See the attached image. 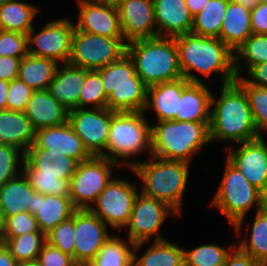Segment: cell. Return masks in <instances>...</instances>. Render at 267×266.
Wrapping results in <instances>:
<instances>
[{
    "mask_svg": "<svg viewBox=\"0 0 267 266\" xmlns=\"http://www.w3.org/2000/svg\"><path fill=\"white\" fill-rule=\"evenodd\" d=\"M182 76L189 82H202L191 71L211 78L223 74V85L236 80L234 52L219 38L186 33L174 37Z\"/></svg>",
    "mask_w": 267,
    "mask_h": 266,
    "instance_id": "6da1fadb",
    "label": "cell"
},
{
    "mask_svg": "<svg viewBox=\"0 0 267 266\" xmlns=\"http://www.w3.org/2000/svg\"><path fill=\"white\" fill-rule=\"evenodd\" d=\"M211 105L210 142L215 139L240 144L259 138L247 95L236 81L222 85L218 101L212 95Z\"/></svg>",
    "mask_w": 267,
    "mask_h": 266,
    "instance_id": "7a4b0ae2",
    "label": "cell"
},
{
    "mask_svg": "<svg viewBox=\"0 0 267 266\" xmlns=\"http://www.w3.org/2000/svg\"><path fill=\"white\" fill-rule=\"evenodd\" d=\"M126 54L147 87L183 77L174 38L133 40L127 43Z\"/></svg>",
    "mask_w": 267,
    "mask_h": 266,
    "instance_id": "3957f363",
    "label": "cell"
},
{
    "mask_svg": "<svg viewBox=\"0 0 267 266\" xmlns=\"http://www.w3.org/2000/svg\"><path fill=\"white\" fill-rule=\"evenodd\" d=\"M131 169L143 182L141 192L166 203L177 215L182 211L183 193L189 177L190 163L150 156Z\"/></svg>",
    "mask_w": 267,
    "mask_h": 266,
    "instance_id": "277c9868",
    "label": "cell"
},
{
    "mask_svg": "<svg viewBox=\"0 0 267 266\" xmlns=\"http://www.w3.org/2000/svg\"><path fill=\"white\" fill-rule=\"evenodd\" d=\"M210 122L160 121L151 126V156L190 163L192 156L210 143Z\"/></svg>",
    "mask_w": 267,
    "mask_h": 266,
    "instance_id": "5b68a950",
    "label": "cell"
},
{
    "mask_svg": "<svg viewBox=\"0 0 267 266\" xmlns=\"http://www.w3.org/2000/svg\"><path fill=\"white\" fill-rule=\"evenodd\" d=\"M79 162L43 148H28L21 170L37 193L70 197V179Z\"/></svg>",
    "mask_w": 267,
    "mask_h": 266,
    "instance_id": "8992f818",
    "label": "cell"
},
{
    "mask_svg": "<svg viewBox=\"0 0 267 266\" xmlns=\"http://www.w3.org/2000/svg\"><path fill=\"white\" fill-rule=\"evenodd\" d=\"M144 112H115L111 118L107 148L101 156L132 169L130 157L139 156L148 149L151 156V125Z\"/></svg>",
    "mask_w": 267,
    "mask_h": 266,
    "instance_id": "52a82bcc",
    "label": "cell"
},
{
    "mask_svg": "<svg viewBox=\"0 0 267 266\" xmlns=\"http://www.w3.org/2000/svg\"><path fill=\"white\" fill-rule=\"evenodd\" d=\"M102 79L107 108L114 112H144L147 86L125 54L120 60L96 70Z\"/></svg>",
    "mask_w": 267,
    "mask_h": 266,
    "instance_id": "ba28073f",
    "label": "cell"
},
{
    "mask_svg": "<svg viewBox=\"0 0 267 266\" xmlns=\"http://www.w3.org/2000/svg\"><path fill=\"white\" fill-rule=\"evenodd\" d=\"M225 173L210 205L220 210L228 219L238 236L246 214L256 205V211L267 205V197L254 187L228 160Z\"/></svg>",
    "mask_w": 267,
    "mask_h": 266,
    "instance_id": "9c48e42d",
    "label": "cell"
},
{
    "mask_svg": "<svg viewBox=\"0 0 267 266\" xmlns=\"http://www.w3.org/2000/svg\"><path fill=\"white\" fill-rule=\"evenodd\" d=\"M124 38H112L74 29L69 64L87 70H99L126 54Z\"/></svg>",
    "mask_w": 267,
    "mask_h": 266,
    "instance_id": "30bf717a",
    "label": "cell"
},
{
    "mask_svg": "<svg viewBox=\"0 0 267 266\" xmlns=\"http://www.w3.org/2000/svg\"><path fill=\"white\" fill-rule=\"evenodd\" d=\"M117 164L107 158L92 156L78 164L70 179V199L76 209H90L109 184Z\"/></svg>",
    "mask_w": 267,
    "mask_h": 266,
    "instance_id": "8fae6325",
    "label": "cell"
},
{
    "mask_svg": "<svg viewBox=\"0 0 267 266\" xmlns=\"http://www.w3.org/2000/svg\"><path fill=\"white\" fill-rule=\"evenodd\" d=\"M137 195L136 185L115 177L101 191L89 210L112 229L120 230L129 221Z\"/></svg>",
    "mask_w": 267,
    "mask_h": 266,
    "instance_id": "7c38bea8",
    "label": "cell"
},
{
    "mask_svg": "<svg viewBox=\"0 0 267 266\" xmlns=\"http://www.w3.org/2000/svg\"><path fill=\"white\" fill-rule=\"evenodd\" d=\"M114 113L108 108H75L68 111V123L91 156L101 157L105 153Z\"/></svg>",
    "mask_w": 267,
    "mask_h": 266,
    "instance_id": "4fadbf2b",
    "label": "cell"
},
{
    "mask_svg": "<svg viewBox=\"0 0 267 266\" xmlns=\"http://www.w3.org/2000/svg\"><path fill=\"white\" fill-rule=\"evenodd\" d=\"M74 29V23L64 18L50 21L37 34L33 26L27 34L28 46H30L28 54L68 63Z\"/></svg>",
    "mask_w": 267,
    "mask_h": 266,
    "instance_id": "5bb4252c",
    "label": "cell"
},
{
    "mask_svg": "<svg viewBox=\"0 0 267 266\" xmlns=\"http://www.w3.org/2000/svg\"><path fill=\"white\" fill-rule=\"evenodd\" d=\"M171 211V212H170ZM177 215L166 203L147 196L142 192L135 199L133 210L126 228L128 240L132 243L146 242L152 235L157 234L155 241L165 240L160 234L161 225L169 213Z\"/></svg>",
    "mask_w": 267,
    "mask_h": 266,
    "instance_id": "9a60e30c",
    "label": "cell"
},
{
    "mask_svg": "<svg viewBox=\"0 0 267 266\" xmlns=\"http://www.w3.org/2000/svg\"><path fill=\"white\" fill-rule=\"evenodd\" d=\"M71 218L75 226L74 261L86 266L111 235L107 225L89 209H77Z\"/></svg>",
    "mask_w": 267,
    "mask_h": 266,
    "instance_id": "2e32d148",
    "label": "cell"
},
{
    "mask_svg": "<svg viewBox=\"0 0 267 266\" xmlns=\"http://www.w3.org/2000/svg\"><path fill=\"white\" fill-rule=\"evenodd\" d=\"M265 138L240 143L228 148V160L245 178L267 197V142Z\"/></svg>",
    "mask_w": 267,
    "mask_h": 266,
    "instance_id": "e0dca14e",
    "label": "cell"
},
{
    "mask_svg": "<svg viewBox=\"0 0 267 266\" xmlns=\"http://www.w3.org/2000/svg\"><path fill=\"white\" fill-rule=\"evenodd\" d=\"M77 30L112 38H123L117 7L103 0H78Z\"/></svg>",
    "mask_w": 267,
    "mask_h": 266,
    "instance_id": "ac0fdd59",
    "label": "cell"
},
{
    "mask_svg": "<svg viewBox=\"0 0 267 266\" xmlns=\"http://www.w3.org/2000/svg\"><path fill=\"white\" fill-rule=\"evenodd\" d=\"M124 40L155 38L156 21L153 0H129L117 6Z\"/></svg>",
    "mask_w": 267,
    "mask_h": 266,
    "instance_id": "d6986e66",
    "label": "cell"
},
{
    "mask_svg": "<svg viewBox=\"0 0 267 266\" xmlns=\"http://www.w3.org/2000/svg\"><path fill=\"white\" fill-rule=\"evenodd\" d=\"M29 148H43L50 152L62 153L79 163L92 157L68 121L59 126L37 130L34 142Z\"/></svg>",
    "mask_w": 267,
    "mask_h": 266,
    "instance_id": "ffe728a7",
    "label": "cell"
},
{
    "mask_svg": "<svg viewBox=\"0 0 267 266\" xmlns=\"http://www.w3.org/2000/svg\"><path fill=\"white\" fill-rule=\"evenodd\" d=\"M157 37L191 33L194 17L185 0H153Z\"/></svg>",
    "mask_w": 267,
    "mask_h": 266,
    "instance_id": "44dd1931",
    "label": "cell"
},
{
    "mask_svg": "<svg viewBox=\"0 0 267 266\" xmlns=\"http://www.w3.org/2000/svg\"><path fill=\"white\" fill-rule=\"evenodd\" d=\"M77 209L70 197L35 193L28 212L35 216L40 231L47 234L58 224L72 217Z\"/></svg>",
    "mask_w": 267,
    "mask_h": 266,
    "instance_id": "7402d4cb",
    "label": "cell"
},
{
    "mask_svg": "<svg viewBox=\"0 0 267 266\" xmlns=\"http://www.w3.org/2000/svg\"><path fill=\"white\" fill-rule=\"evenodd\" d=\"M35 130L59 126L67 122L68 110L48 91H33L24 111Z\"/></svg>",
    "mask_w": 267,
    "mask_h": 266,
    "instance_id": "603a6c76",
    "label": "cell"
},
{
    "mask_svg": "<svg viewBox=\"0 0 267 266\" xmlns=\"http://www.w3.org/2000/svg\"><path fill=\"white\" fill-rule=\"evenodd\" d=\"M212 92L203 82H190L178 98L176 121L210 122Z\"/></svg>",
    "mask_w": 267,
    "mask_h": 266,
    "instance_id": "cb8c5ba5",
    "label": "cell"
},
{
    "mask_svg": "<svg viewBox=\"0 0 267 266\" xmlns=\"http://www.w3.org/2000/svg\"><path fill=\"white\" fill-rule=\"evenodd\" d=\"M89 70L64 63L62 69L57 68L48 91L68 111L79 108L81 87Z\"/></svg>",
    "mask_w": 267,
    "mask_h": 266,
    "instance_id": "d4e9b609",
    "label": "cell"
},
{
    "mask_svg": "<svg viewBox=\"0 0 267 266\" xmlns=\"http://www.w3.org/2000/svg\"><path fill=\"white\" fill-rule=\"evenodd\" d=\"M189 83L182 77L147 87L144 112L153 108L159 122L175 120V114L178 112V98Z\"/></svg>",
    "mask_w": 267,
    "mask_h": 266,
    "instance_id": "484cf974",
    "label": "cell"
},
{
    "mask_svg": "<svg viewBox=\"0 0 267 266\" xmlns=\"http://www.w3.org/2000/svg\"><path fill=\"white\" fill-rule=\"evenodd\" d=\"M35 134L24 112L0 110V145H12L25 153L33 144Z\"/></svg>",
    "mask_w": 267,
    "mask_h": 266,
    "instance_id": "4316f807",
    "label": "cell"
},
{
    "mask_svg": "<svg viewBox=\"0 0 267 266\" xmlns=\"http://www.w3.org/2000/svg\"><path fill=\"white\" fill-rule=\"evenodd\" d=\"M35 190L23 172L0 188V216L2 221L10 216L28 211Z\"/></svg>",
    "mask_w": 267,
    "mask_h": 266,
    "instance_id": "83f0119b",
    "label": "cell"
},
{
    "mask_svg": "<svg viewBox=\"0 0 267 266\" xmlns=\"http://www.w3.org/2000/svg\"><path fill=\"white\" fill-rule=\"evenodd\" d=\"M251 11L232 0L228 1L220 36L233 52L252 34Z\"/></svg>",
    "mask_w": 267,
    "mask_h": 266,
    "instance_id": "f1b7e54d",
    "label": "cell"
},
{
    "mask_svg": "<svg viewBox=\"0 0 267 266\" xmlns=\"http://www.w3.org/2000/svg\"><path fill=\"white\" fill-rule=\"evenodd\" d=\"M145 242L136 243L133 249V266H184V249L166 238L154 241L145 254L138 258V249Z\"/></svg>",
    "mask_w": 267,
    "mask_h": 266,
    "instance_id": "f546056e",
    "label": "cell"
},
{
    "mask_svg": "<svg viewBox=\"0 0 267 266\" xmlns=\"http://www.w3.org/2000/svg\"><path fill=\"white\" fill-rule=\"evenodd\" d=\"M58 62L27 54L22 58L18 79L33 91L48 89L54 79Z\"/></svg>",
    "mask_w": 267,
    "mask_h": 266,
    "instance_id": "4dcf8cb0",
    "label": "cell"
},
{
    "mask_svg": "<svg viewBox=\"0 0 267 266\" xmlns=\"http://www.w3.org/2000/svg\"><path fill=\"white\" fill-rule=\"evenodd\" d=\"M39 9L19 0H9L0 7V29L27 35Z\"/></svg>",
    "mask_w": 267,
    "mask_h": 266,
    "instance_id": "1f68e13d",
    "label": "cell"
},
{
    "mask_svg": "<svg viewBox=\"0 0 267 266\" xmlns=\"http://www.w3.org/2000/svg\"><path fill=\"white\" fill-rule=\"evenodd\" d=\"M229 0H209L202 10L194 16L191 33L199 36H220L224 15Z\"/></svg>",
    "mask_w": 267,
    "mask_h": 266,
    "instance_id": "d6a6232c",
    "label": "cell"
},
{
    "mask_svg": "<svg viewBox=\"0 0 267 266\" xmlns=\"http://www.w3.org/2000/svg\"><path fill=\"white\" fill-rule=\"evenodd\" d=\"M134 245L129 240L110 236L86 266H133Z\"/></svg>",
    "mask_w": 267,
    "mask_h": 266,
    "instance_id": "836d02e7",
    "label": "cell"
},
{
    "mask_svg": "<svg viewBox=\"0 0 267 266\" xmlns=\"http://www.w3.org/2000/svg\"><path fill=\"white\" fill-rule=\"evenodd\" d=\"M0 242L8 248L18 263L35 261L46 243V234L38 230L20 236H0Z\"/></svg>",
    "mask_w": 267,
    "mask_h": 266,
    "instance_id": "e575fe53",
    "label": "cell"
},
{
    "mask_svg": "<svg viewBox=\"0 0 267 266\" xmlns=\"http://www.w3.org/2000/svg\"><path fill=\"white\" fill-rule=\"evenodd\" d=\"M249 241L247 237L238 246L262 266L267 265V205L256 211Z\"/></svg>",
    "mask_w": 267,
    "mask_h": 266,
    "instance_id": "d590c367",
    "label": "cell"
},
{
    "mask_svg": "<svg viewBox=\"0 0 267 266\" xmlns=\"http://www.w3.org/2000/svg\"><path fill=\"white\" fill-rule=\"evenodd\" d=\"M243 59L247 65V71L255 65L267 62V34H251L234 51V69L236 77H240L241 65L237 62Z\"/></svg>",
    "mask_w": 267,
    "mask_h": 266,
    "instance_id": "8d00e7d4",
    "label": "cell"
},
{
    "mask_svg": "<svg viewBox=\"0 0 267 266\" xmlns=\"http://www.w3.org/2000/svg\"><path fill=\"white\" fill-rule=\"evenodd\" d=\"M245 91L259 137L267 133V88L248 83L243 76L235 80Z\"/></svg>",
    "mask_w": 267,
    "mask_h": 266,
    "instance_id": "74e56055",
    "label": "cell"
},
{
    "mask_svg": "<svg viewBox=\"0 0 267 266\" xmlns=\"http://www.w3.org/2000/svg\"><path fill=\"white\" fill-rule=\"evenodd\" d=\"M236 244L228 249L216 244H205L192 250L184 249V266H224L226 257Z\"/></svg>",
    "mask_w": 267,
    "mask_h": 266,
    "instance_id": "f35d334b",
    "label": "cell"
},
{
    "mask_svg": "<svg viewBox=\"0 0 267 266\" xmlns=\"http://www.w3.org/2000/svg\"><path fill=\"white\" fill-rule=\"evenodd\" d=\"M107 95L103 88L100 74L96 70H89L81 87L79 108H107Z\"/></svg>",
    "mask_w": 267,
    "mask_h": 266,
    "instance_id": "ab89813d",
    "label": "cell"
},
{
    "mask_svg": "<svg viewBox=\"0 0 267 266\" xmlns=\"http://www.w3.org/2000/svg\"><path fill=\"white\" fill-rule=\"evenodd\" d=\"M46 242L73 257L75 248L74 220L69 218L61 222L46 234Z\"/></svg>",
    "mask_w": 267,
    "mask_h": 266,
    "instance_id": "60d3db41",
    "label": "cell"
},
{
    "mask_svg": "<svg viewBox=\"0 0 267 266\" xmlns=\"http://www.w3.org/2000/svg\"><path fill=\"white\" fill-rule=\"evenodd\" d=\"M20 151L12 145H0V188L21 172L18 169L22 168L24 153Z\"/></svg>",
    "mask_w": 267,
    "mask_h": 266,
    "instance_id": "b9f144b4",
    "label": "cell"
},
{
    "mask_svg": "<svg viewBox=\"0 0 267 266\" xmlns=\"http://www.w3.org/2000/svg\"><path fill=\"white\" fill-rule=\"evenodd\" d=\"M28 36L0 29V56L22 59L28 54Z\"/></svg>",
    "mask_w": 267,
    "mask_h": 266,
    "instance_id": "7bdbcfd3",
    "label": "cell"
},
{
    "mask_svg": "<svg viewBox=\"0 0 267 266\" xmlns=\"http://www.w3.org/2000/svg\"><path fill=\"white\" fill-rule=\"evenodd\" d=\"M38 230L35 216L27 211L5 218L0 236H20Z\"/></svg>",
    "mask_w": 267,
    "mask_h": 266,
    "instance_id": "ee69618b",
    "label": "cell"
},
{
    "mask_svg": "<svg viewBox=\"0 0 267 266\" xmlns=\"http://www.w3.org/2000/svg\"><path fill=\"white\" fill-rule=\"evenodd\" d=\"M33 90L20 79L10 81L7 94V110L24 112Z\"/></svg>",
    "mask_w": 267,
    "mask_h": 266,
    "instance_id": "f6af8a7d",
    "label": "cell"
},
{
    "mask_svg": "<svg viewBox=\"0 0 267 266\" xmlns=\"http://www.w3.org/2000/svg\"><path fill=\"white\" fill-rule=\"evenodd\" d=\"M37 261L40 266H78L73 257L63 253L47 242L43 245Z\"/></svg>",
    "mask_w": 267,
    "mask_h": 266,
    "instance_id": "bcb514c9",
    "label": "cell"
},
{
    "mask_svg": "<svg viewBox=\"0 0 267 266\" xmlns=\"http://www.w3.org/2000/svg\"><path fill=\"white\" fill-rule=\"evenodd\" d=\"M250 19L253 34H267V3H259L251 11Z\"/></svg>",
    "mask_w": 267,
    "mask_h": 266,
    "instance_id": "7dc6e473",
    "label": "cell"
},
{
    "mask_svg": "<svg viewBox=\"0 0 267 266\" xmlns=\"http://www.w3.org/2000/svg\"><path fill=\"white\" fill-rule=\"evenodd\" d=\"M21 60L11 56H0V80L10 82L17 79Z\"/></svg>",
    "mask_w": 267,
    "mask_h": 266,
    "instance_id": "c3c4849f",
    "label": "cell"
},
{
    "mask_svg": "<svg viewBox=\"0 0 267 266\" xmlns=\"http://www.w3.org/2000/svg\"><path fill=\"white\" fill-rule=\"evenodd\" d=\"M224 266H262L236 244L228 253Z\"/></svg>",
    "mask_w": 267,
    "mask_h": 266,
    "instance_id": "681fc988",
    "label": "cell"
},
{
    "mask_svg": "<svg viewBox=\"0 0 267 266\" xmlns=\"http://www.w3.org/2000/svg\"><path fill=\"white\" fill-rule=\"evenodd\" d=\"M247 75L250 78L244 77V79L248 83L267 88V62L252 66L247 71Z\"/></svg>",
    "mask_w": 267,
    "mask_h": 266,
    "instance_id": "f907efd6",
    "label": "cell"
},
{
    "mask_svg": "<svg viewBox=\"0 0 267 266\" xmlns=\"http://www.w3.org/2000/svg\"><path fill=\"white\" fill-rule=\"evenodd\" d=\"M18 262L12 256L8 248L0 242V266H17Z\"/></svg>",
    "mask_w": 267,
    "mask_h": 266,
    "instance_id": "816d5d0a",
    "label": "cell"
},
{
    "mask_svg": "<svg viewBox=\"0 0 267 266\" xmlns=\"http://www.w3.org/2000/svg\"><path fill=\"white\" fill-rule=\"evenodd\" d=\"M10 82L0 80V110L7 109V94Z\"/></svg>",
    "mask_w": 267,
    "mask_h": 266,
    "instance_id": "f5cc1de1",
    "label": "cell"
},
{
    "mask_svg": "<svg viewBox=\"0 0 267 266\" xmlns=\"http://www.w3.org/2000/svg\"><path fill=\"white\" fill-rule=\"evenodd\" d=\"M185 1L192 16L194 17L202 10V8L207 4L209 0H185Z\"/></svg>",
    "mask_w": 267,
    "mask_h": 266,
    "instance_id": "db71d44e",
    "label": "cell"
},
{
    "mask_svg": "<svg viewBox=\"0 0 267 266\" xmlns=\"http://www.w3.org/2000/svg\"><path fill=\"white\" fill-rule=\"evenodd\" d=\"M233 2L242 5L245 9L252 11L259 3V0H232Z\"/></svg>",
    "mask_w": 267,
    "mask_h": 266,
    "instance_id": "11a10c76",
    "label": "cell"
},
{
    "mask_svg": "<svg viewBox=\"0 0 267 266\" xmlns=\"http://www.w3.org/2000/svg\"><path fill=\"white\" fill-rule=\"evenodd\" d=\"M17 266H40L38 261H27V262H20L17 264Z\"/></svg>",
    "mask_w": 267,
    "mask_h": 266,
    "instance_id": "9f6ffc18",
    "label": "cell"
},
{
    "mask_svg": "<svg viewBox=\"0 0 267 266\" xmlns=\"http://www.w3.org/2000/svg\"><path fill=\"white\" fill-rule=\"evenodd\" d=\"M105 2H108L109 4H111L114 7L119 6L120 4H122L125 1H129V0H103Z\"/></svg>",
    "mask_w": 267,
    "mask_h": 266,
    "instance_id": "6f0895ef",
    "label": "cell"
},
{
    "mask_svg": "<svg viewBox=\"0 0 267 266\" xmlns=\"http://www.w3.org/2000/svg\"><path fill=\"white\" fill-rule=\"evenodd\" d=\"M7 1H9V0H0V7Z\"/></svg>",
    "mask_w": 267,
    "mask_h": 266,
    "instance_id": "680465c9",
    "label": "cell"
},
{
    "mask_svg": "<svg viewBox=\"0 0 267 266\" xmlns=\"http://www.w3.org/2000/svg\"><path fill=\"white\" fill-rule=\"evenodd\" d=\"M1 231H2V219H1V216H0V235H1Z\"/></svg>",
    "mask_w": 267,
    "mask_h": 266,
    "instance_id": "91938a15",
    "label": "cell"
},
{
    "mask_svg": "<svg viewBox=\"0 0 267 266\" xmlns=\"http://www.w3.org/2000/svg\"><path fill=\"white\" fill-rule=\"evenodd\" d=\"M260 3H267V0H259Z\"/></svg>",
    "mask_w": 267,
    "mask_h": 266,
    "instance_id": "94428289",
    "label": "cell"
}]
</instances>
